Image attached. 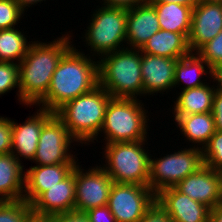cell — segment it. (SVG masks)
Here are the masks:
<instances>
[{
    "label": "cell",
    "instance_id": "cell-1",
    "mask_svg": "<svg viewBox=\"0 0 222 222\" xmlns=\"http://www.w3.org/2000/svg\"><path fill=\"white\" fill-rule=\"evenodd\" d=\"M67 32L48 42L36 38L18 64L21 105L32 108L46 95L59 61L75 45L72 31Z\"/></svg>",
    "mask_w": 222,
    "mask_h": 222
},
{
    "label": "cell",
    "instance_id": "cell-2",
    "mask_svg": "<svg viewBox=\"0 0 222 222\" xmlns=\"http://www.w3.org/2000/svg\"><path fill=\"white\" fill-rule=\"evenodd\" d=\"M85 54L84 50L76 49V45H73L62 56L46 95L36 107L55 113L66 102L92 91L99 85L98 60Z\"/></svg>",
    "mask_w": 222,
    "mask_h": 222
},
{
    "label": "cell",
    "instance_id": "cell-3",
    "mask_svg": "<svg viewBox=\"0 0 222 222\" xmlns=\"http://www.w3.org/2000/svg\"><path fill=\"white\" fill-rule=\"evenodd\" d=\"M112 96L100 85L66 102L55 114L64 122L80 146L96 143Z\"/></svg>",
    "mask_w": 222,
    "mask_h": 222
},
{
    "label": "cell",
    "instance_id": "cell-4",
    "mask_svg": "<svg viewBox=\"0 0 222 222\" xmlns=\"http://www.w3.org/2000/svg\"><path fill=\"white\" fill-rule=\"evenodd\" d=\"M142 101L111 97L106 108L101 134L95 141L98 142L97 139L101 140V137L104 138L101 140L103 144L151 140L148 123L152 121L149 119L147 104L144 105Z\"/></svg>",
    "mask_w": 222,
    "mask_h": 222
},
{
    "label": "cell",
    "instance_id": "cell-5",
    "mask_svg": "<svg viewBox=\"0 0 222 222\" xmlns=\"http://www.w3.org/2000/svg\"><path fill=\"white\" fill-rule=\"evenodd\" d=\"M99 85L114 98L144 97L141 51L123 48L98 60Z\"/></svg>",
    "mask_w": 222,
    "mask_h": 222
},
{
    "label": "cell",
    "instance_id": "cell-6",
    "mask_svg": "<svg viewBox=\"0 0 222 222\" xmlns=\"http://www.w3.org/2000/svg\"><path fill=\"white\" fill-rule=\"evenodd\" d=\"M146 144L148 140L103 144L100 166L115 183L148 185L150 153L155 150L149 152Z\"/></svg>",
    "mask_w": 222,
    "mask_h": 222
},
{
    "label": "cell",
    "instance_id": "cell-7",
    "mask_svg": "<svg viewBox=\"0 0 222 222\" xmlns=\"http://www.w3.org/2000/svg\"><path fill=\"white\" fill-rule=\"evenodd\" d=\"M92 12L81 37L84 46L90 50L88 55L99 60L106 54L126 48L127 8L98 4Z\"/></svg>",
    "mask_w": 222,
    "mask_h": 222
},
{
    "label": "cell",
    "instance_id": "cell-8",
    "mask_svg": "<svg viewBox=\"0 0 222 222\" xmlns=\"http://www.w3.org/2000/svg\"><path fill=\"white\" fill-rule=\"evenodd\" d=\"M150 155L148 186L157 194L160 190L174 187L188 175L197 172L203 165L202 149L184 147L173 153Z\"/></svg>",
    "mask_w": 222,
    "mask_h": 222
},
{
    "label": "cell",
    "instance_id": "cell-9",
    "mask_svg": "<svg viewBox=\"0 0 222 222\" xmlns=\"http://www.w3.org/2000/svg\"><path fill=\"white\" fill-rule=\"evenodd\" d=\"M75 145L79 146L78 142L71 136L64 122L54 113L42 127L31 163L35 162L36 165L78 163V161L81 163L78 154L71 153L74 152L72 149Z\"/></svg>",
    "mask_w": 222,
    "mask_h": 222
},
{
    "label": "cell",
    "instance_id": "cell-10",
    "mask_svg": "<svg viewBox=\"0 0 222 222\" xmlns=\"http://www.w3.org/2000/svg\"><path fill=\"white\" fill-rule=\"evenodd\" d=\"M156 201L148 185L113 183L107 206L116 222H139Z\"/></svg>",
    "mask_w": 222,
    "mask_h": 222
},
{
    "label": "cell",
    "instance_id": "cell-11",
    "mask_svg": "<svg viewBox=\"0 0 222 222\" xmlns=\"http://www.w3.org/2000/svg\"><path fill=\"white\" fill-rule=\"evenodd\" d=\"M75 166V211L86 212L108 203L113 180L98 164L84 169Z\"/></svg>",
    "mask_w": 222,
    "mask_h": 222
},
{
    "label": "cell",
    "instance_id": "cell-12",
    "mask_svg": "<svg viewBox=\"0 0 222 222\" xmlns=\"http://www.w3.org/2000/svg\"><path fill=\"white\" fill-rule=\"evenodd\" d=\"M174 188L210 209L222 204V172L205 165L177 183Z\"/></svg>",
    "mask_w": 222,
    "mask_h": 222
},
{
    "label": "cell",
    "instance_id": "cell-13",
    "mask_svg": "<svg viewBox=\"0 0 222 222\" xmlns=\"http://www.w3.org/2000/svg\"><path fill=\"white\" fill-rule=\"evenodd\" d=\"M222 31V2L201 0L192 11L188 46L196 53Z\"/></svg>",
    "mask_w": 222,
    "mask_h": 222
},
{
    "label": "cell",
    "instance_id": "cell-14",
    "mask_svg": "<svg viewBox=\"0 0 222 222\" xmlns=\"http://www.w3.org/2000/svg\"><path fill=\"white\" fill-rule=\"evenodd\" d=\"M39 108V109H37ZM35 113L28 116L24 122L17 123L12 119V151L11 153L21 164L23 158L26 161H32L39 141L40 133L45 122L54 114L37 107ZM21 157V158H20Z\"/></svg>",
    "mask_w": 222,
    "mask_h": 222
},
{
    "label": "cell",
    "instance_id": "cell-15",
    "mask_svg": "<svg viewBox=\"0 0 222 222\" xmlns=\"http://www.w3.org/2000/svg\"><path fill=\"white\" fill-rule=\"evenodd\" d=\"M36 219H46L52 215L73 211L75 208V167L62 181L43 192L32 204Z\"/></svg>",
    "mask_w": 222,
    "mask_h": 222
},
{
    "label": "cell",
    "instance_id": "cell-16",
    "mask_svg": "<svg viewBox=\"0 0 222 222\" xmlns=\"http://www.w3.org/2000/svg\"><path fill=\"white\" fill-rule=\"evenodd\" d=\"M176 63L177 59L141 53L144 97L158 93L168 95L173 90Z\"/></svg>",
    "mask_w": 222,
    "mask_h": 222
},
{
    "label": "cell",
    "instance_id": "cell-17",
    "mask_svg": "<svg viewBox=\"0 0 222 222\" xmlns=\"http://www.w3.org/2000/svg\"><path fill=\"white\" fill-rule=\"evenodd\" d=\"M156 202L173 222H209L210 208L174 187L160 190L156 194Z\"/></svg>",
    "mask_w": 222,
    "mask_h": 222
},
{
    "label": "cell",
    "instance_id": "cell-18",
    "mask_svg": "<svg viewBox=\"0 0 222 222\" xmlns=\"http://www.w3.org/2000/svg\"><path fill=\"white\" fill-rule=\"evenodd\" d=\"M77 163L34 165L25 169L23 199L30 205L45 191L64 180Z\"/></svg>",
    "mask_w": 222,
    "mask_h": 222
},
{
    "label": "cell",
    "instance_id": "cell-19",
    "mask_svg": "<svg viewBox=\"0 0 222 222\" xmlns=\"http://www.w3.org/2000/svg\"><path fill=\"white\" fill-rule=\"evenodd\" d=\"M159 30L156 10L149 1L127 9V48L140 50L149 38Z\"/></svg>",
    "mask_w": 222,
    "mask_h": 222
},
{
    "label": "cell",
    "instance_id": "cell-20",
    "mask_svg": "<svg viewBox=\"0 0 222 222\" xmlns=\"http://www.w3.org/2000/svg\"><path fill=\"white\" fill-rule=\"evenodd\" d=\"M177 130L179 129L184 143L188 146L203 149L216 132L214 117L211 112L191 115L172 116ZM186 140V141H185ZM192 145H191V144Z\"/></svg>",
    "mask_w": 222,
    "mask_h": 222
},
{
    "label": "cell",
    "instance_id": "cell-21",
    "mask_svg": "<svg viewBox=\"0 0 222 222\" xmlns=\"http://www.w3.org/2000/svg\"><path fill=\"white\" fill-rule=\"evenodd\" d=\"M210 82L212 79L202 86L181 90L178 93L176 91L178 95L176 100H172L174 105L170 110L173 116L211 112L216 88L215 84L212 82L211 85Z\"/></svg>",
    "mask_w": 222,
    "mask_h": 222
},
{
    "label": "cell",
    "instance_id": "cell-22",
    "mask_svg": "<svg viewBox=\"0 0 222 222\" xmlns=\"http://www.w3.org/2000/svg\"><path fill=\"white\" fill-rule=\"evenodd\" d=\"M24 169L12 153L0 155V201L23 199Z\"/></svg>",
    "mask_w": 222,
    "mask_h": 222
},
{
    "label": "cell",
    "instance_id": "cell-23",
    "mask_svg": "<svg viewBox=\"0 0 222 222\" xmlns=\"http://www.w3.org/2000/svg\"><path fill=\"white\" fill-rule=\"evenodd\" d=\"M202 75L207 78L210 77L207 80ZM210 79H212V68L197 53L191 52L177 60L174 73V89L176 87L180 89V85L183 83L182 90L199 87L206 84Z\"/></svg>",
    "mask_w": 222,
    "mask_h": 222
},
{
    "label": "cell",
    "instance_id": "cell-24",
    "mask_svg": "<svg viewBox=\"0 0 222 222\" xmlns=\"http://www.w3.org/2000/svg\"><path fill=\"white\" fill-rule=\"evenodd\" d=\"M141 53L180 59L191 53L188 39L182 33L160 29L140 49Z\"/></svg>",
    "mask_w": 222,
    "mask_h": 222
},
{
    "label": "cell",
    "instance_id": "cell-25",
    "mask_svg": "<svg viewBox=\"0 0 222 222\" xmlns=\"http://www.w3.org/2000/svg\"><path fill=\"white\" fill-rule=\"evenodd\" d=\"M150 3L156 10L160 29L182 33L188 39L193 8L176 3Z\"/></svg>",
    "mask_w": 222,
    "mask_h": 222
},
{
    "label": "cell",
    "instance_id": "cell-26",
    "mask_svg": "<svg viewBox=\"0 0 222 222\" xmlns=\"http://www.w3.org/2000/svg\"><path fill=\"white\" fill-rule=\"evenodd\" d=\"M23 30L14 27L0 30V62L19 64L29 50L33 41Z\"/></svg>",
    "mask_w": 222,
    "mask_h": 222
},
{
    "label": "cell",
    "instance_id": "cell-27",
    "mask_svg": "<svg viewBox=\"0 0 222 222\" xmlns=\"http://www.w3.org/2000/svg\"><path fill=\"white\" fill-rule=\"evenodd\" d=\"M33 218L31 205L24 199L0 201V222H30Z\"/></svg>",
    "mask_w": 222,
    "mask_h": 222
},
{
    "label": "cell",
    "instance_id": "cell-28",
    "mask_svg": "<svg viewBox=\"0 0 222 222\" xmlns=\"http://www.w3.org/2000/svg\"><path fill=\"white\" fill-rule=\"evenodd\" d=\"M204 165L222 172V131H216L202 149Z\"/></svg>",
    "mask_w": 222,
    "mask_h": 222
},
{
    "label": "cell",
    "instance_id": "cell-29",
    "mask_svg": "<svg viewBox=\"0 0 222 222\" xmlns=\"http://www.w3.org/2000/svg\"><path fill=\"white\" fill-rule=\"evenodd\" d=\"M17 89V100L21 104L19 91V65L10 62H0V97Z\"/></svg>",
    "mask_w": 222,
    "mask_h": 222
},
{
    "label": "cell",
    "instance_id": "cell-30",
    "mask_svg": "<svg viewBox=\"0 0 222 222\" xmlns=\"http://www.w3.org/2000/svg\"><path fill=\"white\" fill-rule=\"evenodd\" d=\"M25 14L14 0H0V30L20 27Z\"/></svg>",
    "mask_w": 222,
    "mask_h": 222
},
{
    "label": "cell",
    "instance_id": "cell-31",
    "mask_svg": "<svg viewBox=\"0 0 222 222\" xmlns=\"http://www.w3.org/2000/svg\"><path fill=\"white\" fill-rule=\"evenodd\" d=\"M196 53L211 68L222 64V31L208 43L204 44Z\"/></svg>",
    "mask_w": 222,
    "mask_h": 222
},
{
    "label": "cell",
    "instance_id": "cell-32",
    "mask_svg": "<svg viewBox=\"0 0 222 222\" xmlns=\"http://www.w3.org/2000/svg\"><path fill=\"white\" fill-rule=\"evenodd\" d=\"M12 151V119L0 116V155Z\"/></svg>",
    "mask_w": 222,
    "mask_h": 222
},
{
    "label": "cell",
    "instance_id": "cell-33",
    "mask_svg": "<svg viewBox=\"0 0 222 222\" xmlns=\"http://www.w3.org/2000/svg\"><path fill=\"white\" fill-rule=\"evenodd\" d=\"M47 222H90L87 214L80 211L59 213L46 218Z\"/></svg>",
    "mask_w": 222,
    "mask_h": 222
},
{
    "label": "cell",
    "instance_id": "cell-34",
    "mask_svg": "<svg viewBox=\"0 0 222 222\" xmlns=\"http://www.w3.org/2000/svg\"><path fill=\"white\" fill-rule=\"evenodd\" d=\"M139 222H173L171 217L155 201Z\"/></svg>",
    "mask_w": 222,
    "mask_h": 222
},
{
    "label": "cell",
    "instance_id": "cell-35",
    "mask_svg": "<svg viewBox=\"0 0 222 222\" xmlns=\"http://www.w3.org/2000/svg\"><path fill=\"white\" fill-rule=\"evenodd\" d=\"M90 222H116L107 205L90 209L85 212Z\"/></svg>",
    "mask_w": 222,
    "mask_h": 222
},
{
    "label": "cell",
    "instance_id": "cell-36",
    "mask_svg": "<svg viewBox=\"0 0 222 222\" xmlns=\"http://www.w3.org/2000/svg\"><path fill=\"white\" fill-rule=\"evenodd\" d=\"M216 131H222V92L216 90L213 98L212 111Z\"/></svg>",
    "mask_w": 222,
    "mask_h": 222
},
{
    "label": "cell",
    "instance_id": "cell-37",
    "mask_svg": "<svg viewBox=\"0 0 222 222\" xmlns=\"http://www.w3.org/2000/svg\"><path fill=\"white\" fill-rule=\"evenodd\" d=\"M97 1H100V3L103 6L121 7V8L129 9V8L144 4V3L148 2L149 0H102V1L97 0Z\"/></svg>",
    "mask_w": 222,
    "mask_h": 222
},
{
    "label": "cell",
    "instance_id": "cell-38",
    "mask_svg": "<svg viewBox=\"0 0 222 222\" xmlns=\"http://www.w3.org/2000/svg\"><path fill=\"white\" fill-rule=\"evenodd\" d=\"M212 81L215 84L216 90L222 92V64L216 65L212 68Z\"/></svg>",
    "mask_w": 222,
    "mask_h": 222
},
{
    "label": "cell",
    "instance_id": "cell-39",
    "mask_svg": "<svg viewBox=\"0 0 222 222\" xmlns=\"http://www.w3.org/2000/svg\"><path fill=\"white\" fill-rule=\"evenodd\" d=\"M201 0H149V2L176 3L194 8Z\"/></svg>",
    "mask_w": 222,
    "mask_h": 222
},
{
    "label": "cell",
    "instance_id": "cell-40",
    "mask_svg": "<svg viewBox=\"0 0 222 222\" xmlns=\"http://www.w3.org/2000/svg\"><path fill=\"white\" fill-rule=\"evenodd\" d=\"M209 222H222V204L210 209Z\"/></svg>",
    "mask_w": 222,
    "mask_h": 222
},
{
    "label": "cell",
    "instance_id": "cell-41",
    "mask_svg": "<svg viewBox=\"0 0 222 222\" xmlns=\"http://www.w3.org/2000/svg\"><path fill=\"white\" fill-rule=\"evenodd\" d=\"M19 7L27 13L28 8L33 7V5H36L38 3L41 4V2H45L46 0H14Z\"/></svg>",
    "mask_w": 222,
    "mask_h": 222
},
{
    "label": "cell",
    "instance_id": "cell-42",
    "mask_svg": "<svg viewBox=\"0 0 222 222\" xmlns=\"http://www.w3.org/2000/svg\"><path fill=\"white\" fill-rule=\"evenodd\" d=\"M30 222H47L46 219H36L33 218Z\"/></svg>",
    "mask_w": 222,
    "mask_h": 222
},
{
    "label": "cell",
    "instance_id": "cell-43",
    "mask_svg": "<svg viewBox=\"0 0 222 222\" xmlns=\"http://www.w3.org/2000/svg\"><path fill=\"white\" fill-rule=\"evenodd\" d=\"M207 1H217V2H222V0H207Z\"/></svg>",
    "mask_w": 222,
    "mask_h": 222
}]
</instances>
